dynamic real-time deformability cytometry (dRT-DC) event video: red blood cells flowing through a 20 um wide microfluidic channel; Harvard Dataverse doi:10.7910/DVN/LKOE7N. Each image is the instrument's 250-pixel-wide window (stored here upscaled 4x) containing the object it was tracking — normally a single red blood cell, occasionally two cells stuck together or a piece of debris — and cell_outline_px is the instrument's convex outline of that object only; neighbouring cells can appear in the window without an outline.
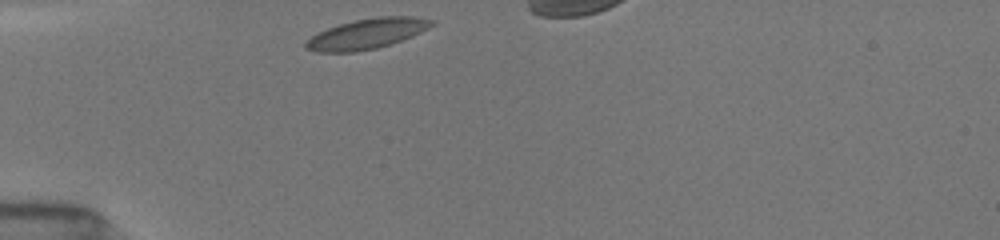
{"species": "common noctule bat (a hibernating species)", "species_latin": "Nyctalus noctula", "temperature_condition": "room temperature", "stored_images_in_passage": 38, "camera_frame_rate_fps": 3000, "um_per_image_px": 0.085, "animal": {"sex": "female", "body_mass_g": 19.5, "forearm_length_mm": 54.1}, "frame": {"image": 1, "passage_image": 1, "time_ms": 0.0, "image_size_px": [1000, 240], "cell_outline_px": [[436, 24], [412, 36], [376, 48], [356, 52], [316, 52], [304, 48], [304, 44], [312, 36], [328, 28], [352, 20], [376, 16], [412, 16], [436, 20]], "centroid_in_image_um": [31.21, 2.86], "position_along_channel_um": 53.8, "area_um2": 22.14}}
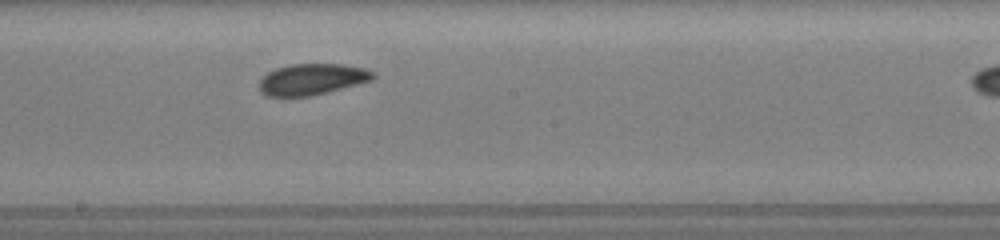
{"frame": {"image": 2, "passage_image": 19, "time_ms": 4.667, "image_size_px": [1000, 240], "cell_outline_px": [[376, 76], [372, 80], [308, 96], [264, 96], [260, 92], [260, 80], [268, 72], [276, 68], [292, 64], [344, 64], [364, 68], [376, 72]], "centroid_in_image_um": [26.52, 6.72], "position_along_channel_um": 221.7, "area_um2": 20.46}}
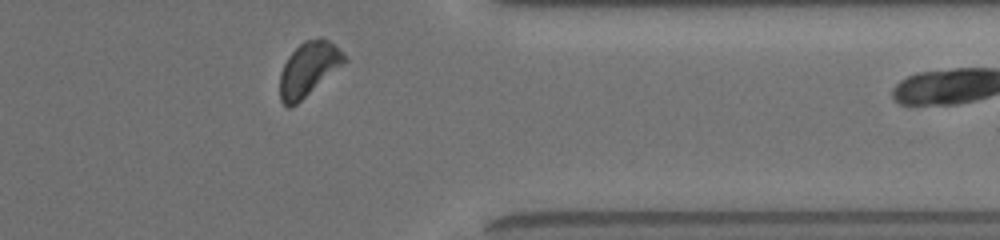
{"frame": {"image": 3, "passage_image": 37, "time_ms": 9.0, "image_size_px": [1000, 240], "cell_outline_px": [[348, 60], [344, 64], [296, 104], [288, 108], [280, 100], [280, 72], [288, 56], [304, 40], [320, 36], [324, 36], [348, 56]], "centroid_in_image_um": [26.25, 5.82], "position_along_channel_um": 385.2, "area_um2": 20.4}}